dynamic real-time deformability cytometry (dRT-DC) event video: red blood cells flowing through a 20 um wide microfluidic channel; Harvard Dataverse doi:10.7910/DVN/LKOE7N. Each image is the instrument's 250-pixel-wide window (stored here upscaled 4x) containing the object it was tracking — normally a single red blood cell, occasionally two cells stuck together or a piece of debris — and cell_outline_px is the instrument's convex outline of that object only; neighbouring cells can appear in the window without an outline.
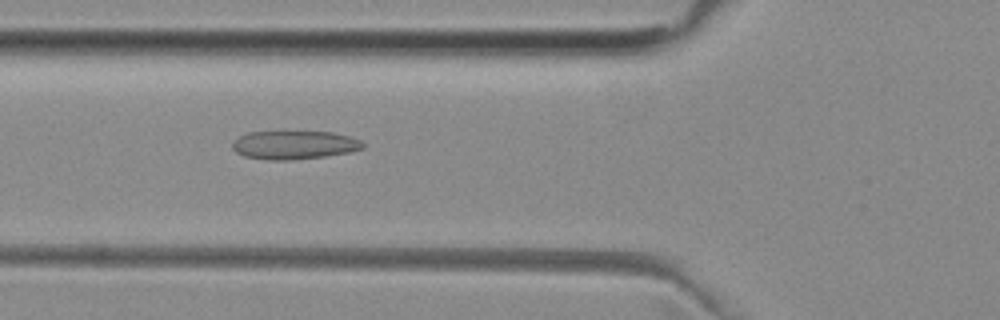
{"species": "common noctule bat (a hibernating species)", "species_latin": "Nyctalus noctula", "temperature_condition": "room temperature", "stored_images_in_passage": 38, "camera_frame_rate_fps": 3000, "um_per_image_px": 0.085, "animal": {"sex": "female", "body_mass_g": 29.2, "forearm_length_mm": 56.3}, "frame": {"image": 1, "passage_image": 6, "time_ms": 1.667, "image_size_px": [1000, 320], "cell_outline_px": [[364, 148], [348, 152], [324, 156], [292, 160], [268, 160], [244, 156], [236, 152], [232, 148], [232, 144], [240, 136], [248, 132], [332, 132], [348, 136], [360, 140], [364, 144]], "centroid_in_image_um": [25.0, 12.33], "position_along_channel_um": 100.8, "area_um2": 21.44}}
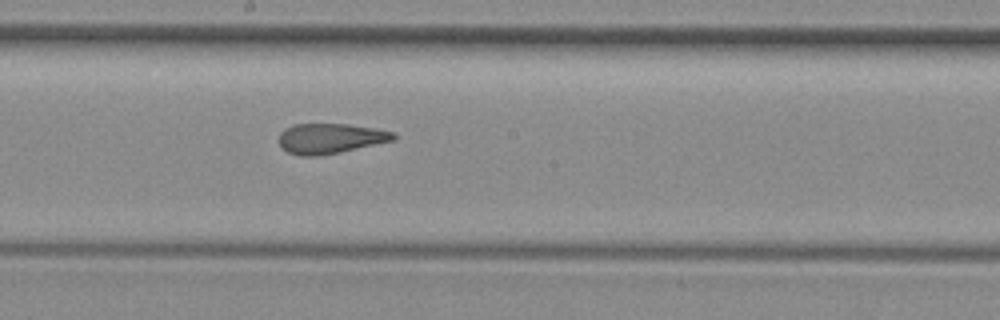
{"frame": {"image": 2, "passage_image": 15, "time_ms": 4.667, "image_size_px": [1000, 320], "cell_outline_px": [[396, 136], [392, 140], [340, 152], [320, 156], [300, 156], [288, 152], [280, 144], [280, 132], [284, 128], [292, 124], [348, 124], [376, 128], [396, 132]], "centroid_in_image_um": [28.06, 11.76], "position_along_channel_um": 220.1, "area_um2": 20.06}}
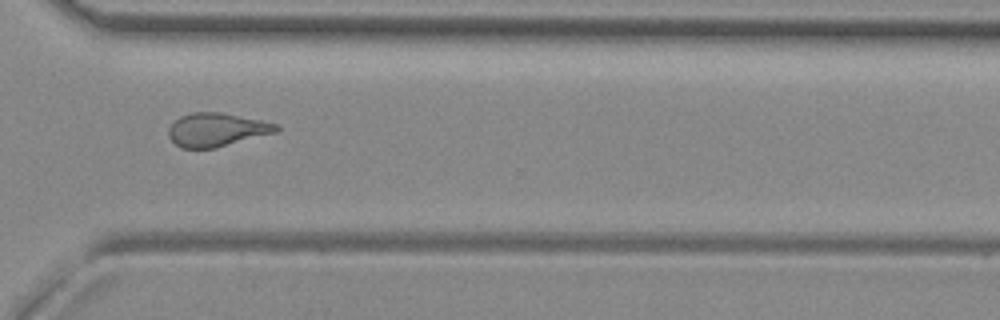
{"frame": {"image": 3, "passage_image": 25, "time_ms": 8.0, "image_size_px": [1000, 320], "cell_outline_px": [[280, 128], [276, 132], [216, 148], [180, 148], [168, 136], [168, 128], [180, 116], [192, 112], [220, 112], [260, 120], [276, 124]], "centroid_in_image_um": [18.39, 11.03], "position_along_channel_um": 352.2, "area_um2": 20.87}, "authors_computed_cell_mechanics": {"area_um2": 21.1548, "velocity_mm_per_s": 3.9715, "shape_relaxation_time_tau1_ms": null, "shape_relaxation_time_tau2_ms": 1.7292, "deformation_change_tau1": null, "deformation_change_tau2": 0.1138}}